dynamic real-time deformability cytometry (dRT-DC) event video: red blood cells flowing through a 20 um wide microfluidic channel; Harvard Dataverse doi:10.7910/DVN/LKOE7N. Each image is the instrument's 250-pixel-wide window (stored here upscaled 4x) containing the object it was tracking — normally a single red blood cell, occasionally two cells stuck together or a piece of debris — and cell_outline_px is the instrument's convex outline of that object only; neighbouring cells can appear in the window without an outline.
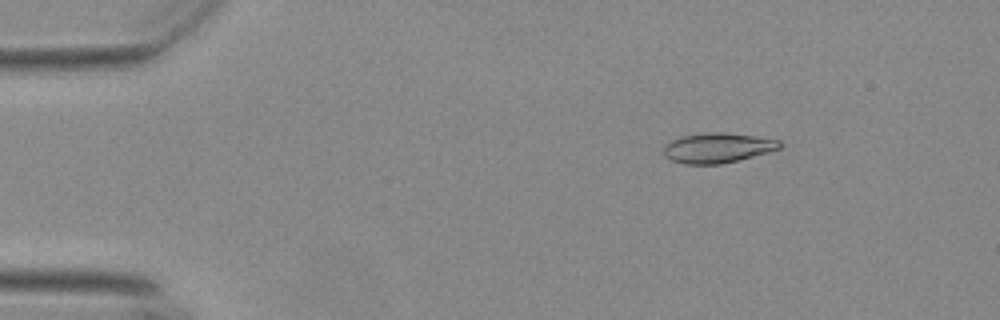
{"species": "Egyptian fruit bat (a non-hibernating species)", "species_latin": "Rousettus aegyptiacus", "temperature_condition": "warm", "stored_images_in_passage": 55, "camera_frame_rate_fps": 3000, "um_per_image_px": 0.085, "animal": {"sex": "female"}, "frame": {"image": 1, "passage_image": 8, "time_ms": 2.333, "image_size_px": [1000, 320], "cell_outline_px": [[784, 144], [780, 148], [768, 152], [720, 164], [684, 164], [672, 160], [664, 156], [664, 144], [680, 136], [716, 132], [724, 132], [780, 140]], "centroid_in_image_um": [60.98, 12.57], "position_along_channel_um": 24.0, "area_um2": 20.06}}
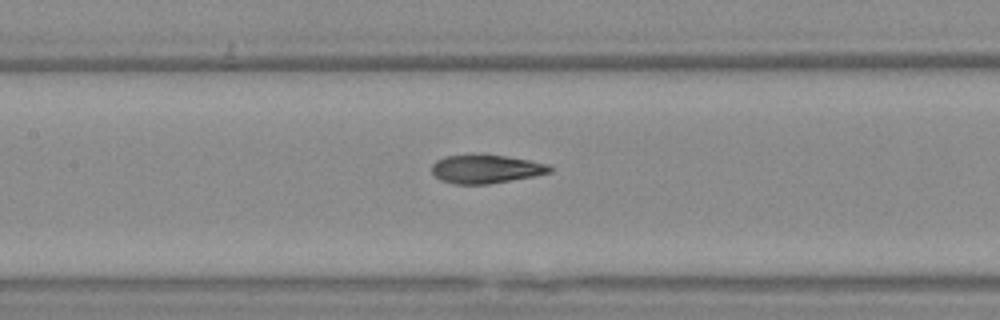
{"frame": {"image": 2, "passage_image": 26, "time_ms": 8.333, "image_size_px": [1000, 320], "cell_outline_px": [[552, 172], [532, 176], [488, 184], [456, 184], [440, 180], [432, 172], [432, 164], [436, 160], [444, 156], [472, 152], [476, 152], [504, 156], [528, 160], [548, 164], [552, 168]], "centroid_in_image_um": [41.24, 14.33], "position_along_channel_um": 166.2, "area_um2": 20.0}}
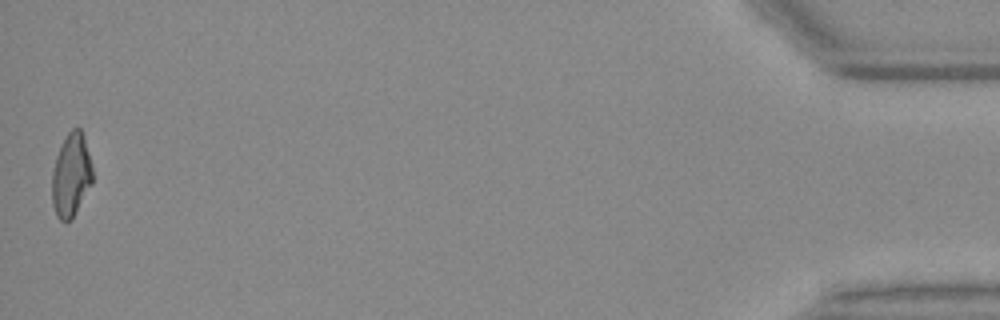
{"frame": {"image": 3, "passage_image": 55, "time_ms": 18.0, "image_size_px": [1000, 320], "cell_outline_px": [[92, 184], [72, 220], [60, 220], [56, 216], [52, 204], [52, 172], [56, 156], [68, 132], [72, 128], [80, 128], [84, 136], [92, 164]], "centroid_in_image_um": [6.05, 14.91], "position_along_channel_um": 429.1, "area_um2": 19.77}, "authors_computed_cell_mechanics": {"area_um2": 20.0566, "velocity_mm_per_s": 3.6898, "shape_relaxation_time_tau1_ms": null, "shape_relaxation_time_tau2_ms": 1.6417, "deformation_change_tau1": null, "deformation_change_tau2": 0.0882}}